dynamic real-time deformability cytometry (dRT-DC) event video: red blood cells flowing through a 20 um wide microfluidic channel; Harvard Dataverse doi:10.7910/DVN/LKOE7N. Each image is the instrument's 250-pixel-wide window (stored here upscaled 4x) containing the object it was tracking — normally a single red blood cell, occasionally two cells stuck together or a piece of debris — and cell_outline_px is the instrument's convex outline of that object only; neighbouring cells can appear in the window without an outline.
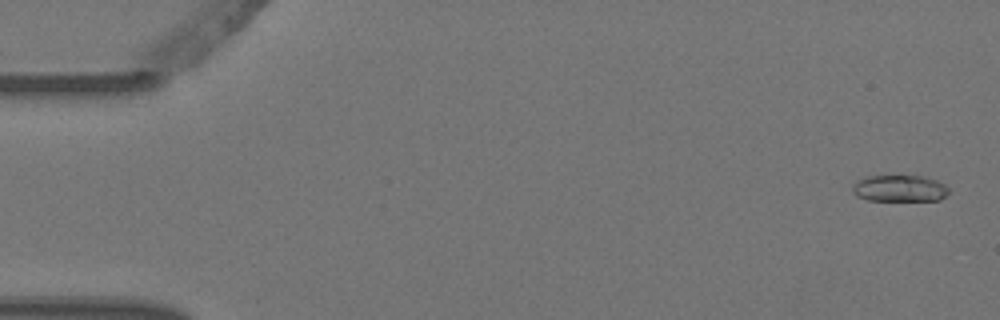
{"species": "Egyptian fruit bat (a non-hibernating species)", "species_latin": "Rousettus aegyptiacus", "temperature_condition": "warm", "stored_images_in_passage": 5, "camera_frame_rate_fps": 3000, "um_per_image_px": 0.085, "animal": {"sex": "female"}, "frame": {"image": 1, "passage_image": 1, "time_ms": 0.0, "image_size_px": [1000, 320], "cell_outline_px": [[948, 192], [940, 200], [868, 200], [856, 196], [852, 192], [852, 184], [856, 180], [864, 176], [924, 176], [936, 180], [944, 184], [948, 188]], "centroid_in_image_um": [76.41, 16.0], "position_along_channel_um": 8.6, "area_um2": 14.97}}
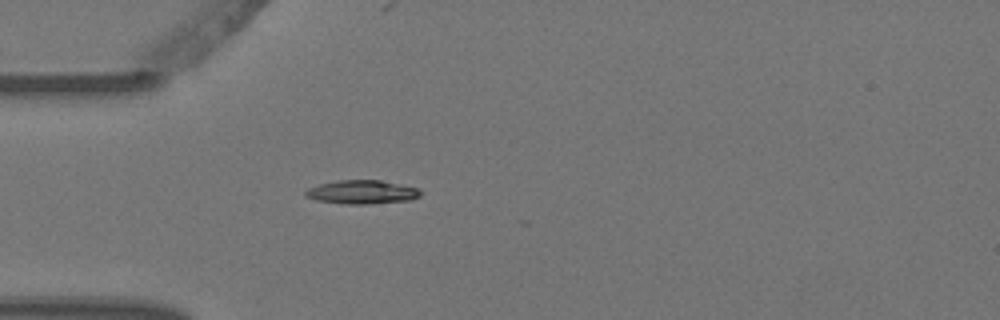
{"frame": {"image": 2, "passage_image": 5, "time_ms": 1.333, "image_size_px": [1000, 320], "cell_outline_px": [[420, 196], [412, 200], [364, 204], [348, 204], [316, 200], [304, 196], [304, 192], [308, 188], [320, 184], [336, 180], [380, 180], [420, 188]], "centroid_in_image_um": [30.77, 16.32], "position_along_channel_um": 54.2, "area_um2": 15.9}}